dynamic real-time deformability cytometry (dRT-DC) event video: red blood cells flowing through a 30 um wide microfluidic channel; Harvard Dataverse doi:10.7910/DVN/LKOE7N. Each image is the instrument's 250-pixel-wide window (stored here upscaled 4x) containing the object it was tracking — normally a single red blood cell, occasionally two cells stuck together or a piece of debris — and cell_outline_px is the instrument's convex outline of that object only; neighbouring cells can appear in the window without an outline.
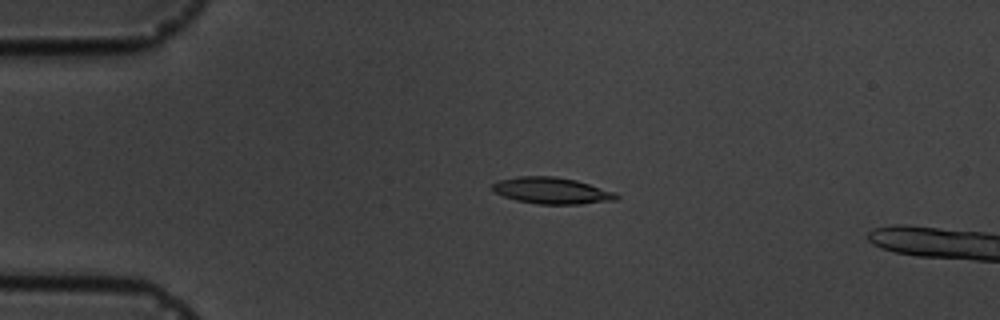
{"species": "common noctule bat (a hibernating species)", "species_latin": "Nyctalus noctula", "temperature_condition": "cold", "stored_images_in_passage": 5, "camera_frame_rate_fps": 3000, "um_per_image_px": 0.085, "animal": {"sex": "male", "body_mass_g": 19.5, "forearm_length_mm": 54.6}, "frame": {"image": 1, "passage_image": 4, "time_ms": 3.333, "image_size_px": [1000, 320], "cell_outline_px": [[620, 196], [616, 200], [580, 204], [540, 204], [516, 200], [504, 196], [496, 192], [492, 188], [492, 184], [500, 180], [520, 176], [556, 176], [576, 180], [616, 192]], "centroid_in_image_um": [46.94, 16.2], "position_along_channel_um": 38.1, "area_um2": 19.02}}